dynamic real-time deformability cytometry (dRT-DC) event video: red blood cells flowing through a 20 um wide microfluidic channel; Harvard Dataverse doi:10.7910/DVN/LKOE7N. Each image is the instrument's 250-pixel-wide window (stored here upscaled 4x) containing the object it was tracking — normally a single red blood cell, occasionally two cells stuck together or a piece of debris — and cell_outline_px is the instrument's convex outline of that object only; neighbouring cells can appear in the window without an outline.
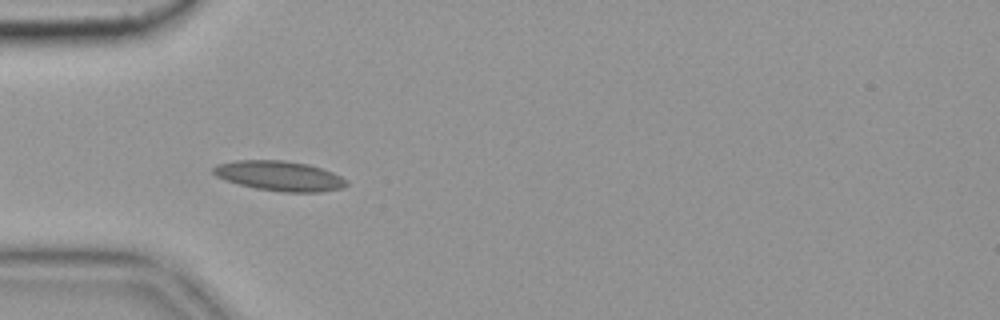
{"species": "common noctule bat (a hibernating species)", "species_latin": "Nyctalus noctula", "temperature_condition": "cold", "stored_images_in_passage": 47, "camera_frame_rate_fps": 3000, "um_per_image_px": 0.085, "animal": {"sex": "female", "body_mass_g": 19.9}, "frame": {"image": 1, "passage_image": 8, "time_ms": 2.333, "image_size_px": [1000, 320], "cell_outline_px": [[348, 184], [344, 188], [320, 192], [284, 192], [256, 188], [224, 180], [216, 176], [212, 172], [212, 168], [216, 164], [236, 160], [284, 160], [308, 164], [332, 172], [348, 180]], "centroid_in_image_um": [23.76, 14.95], "position_along_channel_um": 61.2, "area_um2": 23.29}, "authors_computed_cell_mechanics": {"area_um2": 20.9814, "velocity_mm_per_s": 3.5253, "shape_relaxation_time_tau1_ms": null, "shape_relaxation_time_tau2_ms": 3.2718, "deformation_change_tau1": null, "deformation_change_tau2": 0.0856}}